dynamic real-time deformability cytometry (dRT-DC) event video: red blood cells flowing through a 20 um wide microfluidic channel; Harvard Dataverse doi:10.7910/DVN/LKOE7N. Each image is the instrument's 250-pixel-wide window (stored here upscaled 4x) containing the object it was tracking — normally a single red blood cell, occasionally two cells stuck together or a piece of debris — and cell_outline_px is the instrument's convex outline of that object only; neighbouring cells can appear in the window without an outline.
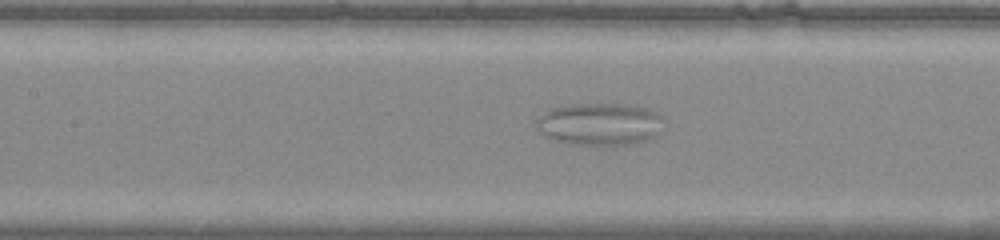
{"species": "common noctule bat (a hibernating species)", "species_latin": "Nyctalus noctula", "temperature_condition": "warm", "stored_images_in_passage": 56, "camera_frame_rate_fps": 3000, "um_per_image_px": 0.085, "animal": {"sex": "male", "body_mass_g": 20.0, "forearm_length_mm": 53.3}, "frame": {"image": 1, "passage_image": 27, "time_ms": 8.667, "image_size_px": [1000, 240], "cell_outline_px": [[660, 116], [656, 136], [644, 140], [628, 144], [604, 148], [600, 148], [572, 144], [552, 140], [544, 136], [540, 132], [536, 124], [536, 120], [552, 108], [572, 104], [632, 104], [648, 108], [656, 112]], "centroid_in_image_um": [50.93, 10.58], "position_along_channel_um": 156.5, "area_um2": 31.73}}
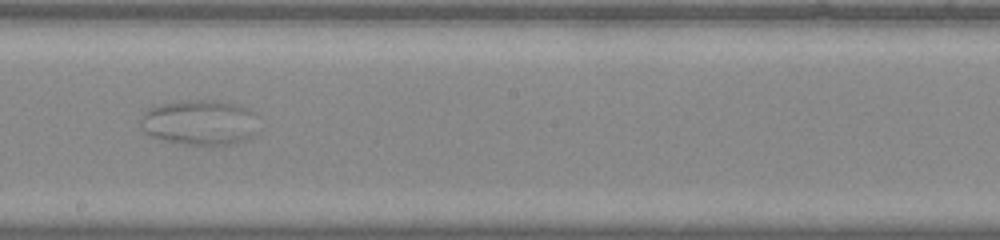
{"frame": {"image": 2, "passage_image": 33, "time_ms": 10.667, "image_size_px": [1000, 240], "cell_outline_px": [[260, 132], [236, 144], [184, 144], [160, 140], [144, 132], [140, 128], [140, 120], [144, 112], [148, 108], [160, 104], [184, 100], [220, 100], [244, 108], [252, 112]], "centroid_in_image_um": [16.94, 10.41], "position_along_channel_um": 231.3, "area_um2": 31.27}}